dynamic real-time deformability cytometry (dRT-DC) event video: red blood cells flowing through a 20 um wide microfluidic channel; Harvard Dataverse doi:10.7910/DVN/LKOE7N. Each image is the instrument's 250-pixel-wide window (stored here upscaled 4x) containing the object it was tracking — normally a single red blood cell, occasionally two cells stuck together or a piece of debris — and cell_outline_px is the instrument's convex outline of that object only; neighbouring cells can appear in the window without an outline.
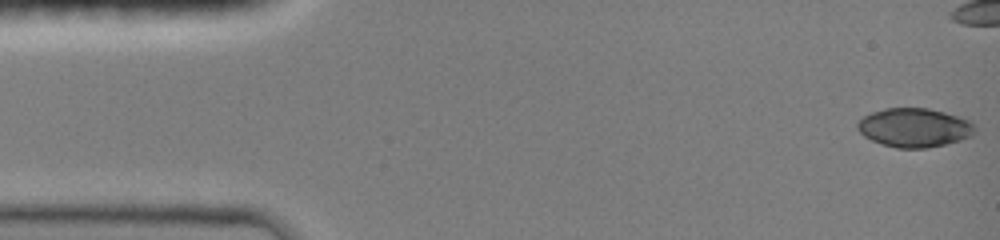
{"species": "common noctule bat (a hibernating species)", "species_latin": "Nyctalus noctula", "temperature_condition": "room temperature", "stored_images_in_passage": 40, "camera_frame_rate_fps": 3000, "um_per_image_px": 0.085, "animal": {"sex": "female", "body_mass_g": 19.0, "forearm_length_mm": 51.5}, "frame": {"image": 1, "passage_image": 1, "time_ms": 0.0, "image_size_px": [1000, 240], "cell_outline_px": [[976, 132], [972, 136], [960, 140], [928, 148], [896, 148], [872, 140], [864, 136], [856, 128], [856, 124], [864, 116], [872, 112], [884, 108], [928, 108], [960, 116], [972, 120], [976, 128]], "centroid_in_image_um": [77.76, 10.84], "position_along_channel_um": 7.2, "area_um2": 26.82}}
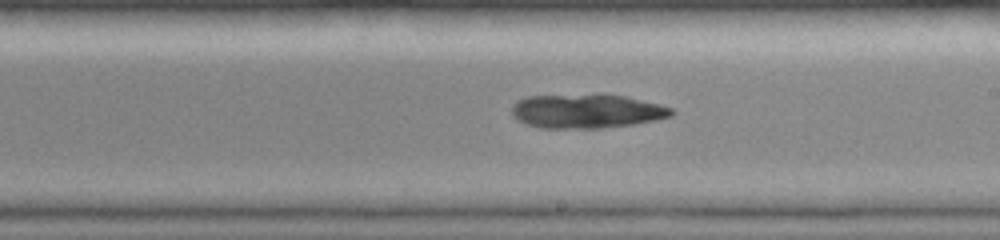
{"frame": {"image": 2, "passage_image": 27, "time_ms": 8.667, "image_size_px": [1000, 240], "cell_outline_px": [[676, 112], [672, 116], [656, 120], [632, 124], [600, 128], [540, 128], [516, 120], [512, 116], [512, 104], [516, 100], [528, 96], [604, 92], [624, 96], [660, 104], [672, 108]], "centroid_in_image_um": [49.85, 9.41], "position_along_channel_um": 239.1, "area_um2": 32.6}}
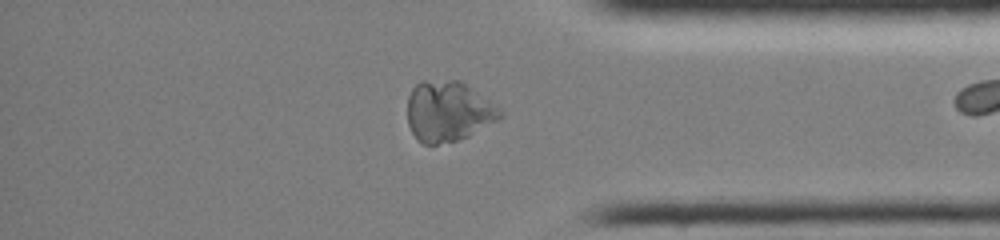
{"frame": {"image": 3, "passage_image": 39, "time_ms": 12.667, "image_size_px": [1000, 240], "cell_outline_px": [[504, 116], [468, 136], [456, 140], [436, 144], [424, 144], [412, 132], [408, 124], [408, 96], [412, 88], [420, 80], [460, 80], [504, 112]], "centroid_in_image_um": [38.08, 9.44], "position_along_channel_um": 397.1, "area_um2": 32.25}}